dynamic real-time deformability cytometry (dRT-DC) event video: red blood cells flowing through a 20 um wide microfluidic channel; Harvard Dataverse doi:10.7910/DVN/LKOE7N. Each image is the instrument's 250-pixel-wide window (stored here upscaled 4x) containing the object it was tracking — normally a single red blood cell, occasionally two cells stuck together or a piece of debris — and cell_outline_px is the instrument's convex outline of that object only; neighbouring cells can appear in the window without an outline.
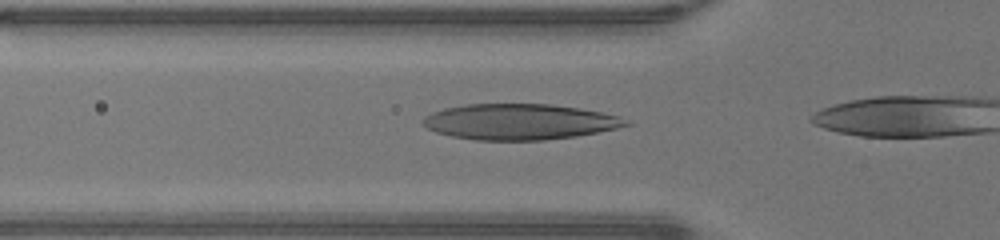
{"species": "human", "species_latin": "Homo sapiens", "temperature_condition": "warm", "stored_images_in_passage": 4, "camera_frame_rate_fps": 3000, "um_per_image_px": 0.085, "donor": {"sex": "male"}, "frame": {"image": 1, "passage_image": 2, "time_ms": 0.333, "image_size_px": [1000, 240], "cell_outline_px": [[632, 124], [616, 128], [576, 136], [544, 140], [476, 140], [452, 136], [436, 132], [428, 128], [420, 120], [424, 116], [432, 112], [444, 108], [464, 104], [548, 104], [580, 108], [620, 116], [628, 120]], "centroid_in_image_um": [44.14, 10.35], "position_along_channel_um": 81.7, "area_um2": 42.31}}